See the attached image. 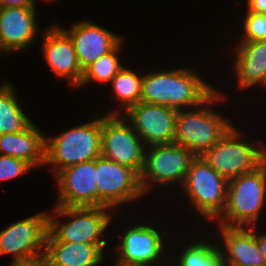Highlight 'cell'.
Segmentation results:
<instances>
[{
	"instance_id": "30bf717a",
	"label": "cell",
	"mask_w": 266,
	"mask_h": 266,
	"mask_svg": "<svg viewBox=\"0 0 266 266\" xmlns=\"http://www.w3.org/2000/svg\"><path fill=\"white\" fill-rule=\"evenodd\" d=\"M95 171L97 207L115 210L144 195L139 175L127 166L100 156L95 159Z\"/></svg>"
},
{
	"instance_id": "3957f363",
	"label": "cell",
	"mask_w": 266,
	"mask_h": 266,
	"mask_svg": "<svg viewBox=\"0 0 266 266\" xmlns=\"http://www.w3.org/2000/svg\"><path fill=\"white\" fill-rule=\"evenodd\" d=\"M266 203V160L228 181L226 208L215 220L227 227L256 226Z\"/></svg>"
},
{
	"instance_id": "9c48e42d",
	"label": "cell",
	"mask_w": 266,
	"mask_h": 266,
	"mask_svg": "<svg viewBox=\"0 0 266 266\" xmlns=\"http://www.w3.org/2000/svg\"><path fill=\"white\" fill-rule=\"evenodd\" d=\"M122 112L111 110L101 115V156L127 166L140 175L146 146L125 121Z\"/></svg>"
},
{
	"instance_id": "e0dca14e",
	"label": "cell",
	"mask_w": 266,
	"mask_h": 266,
	"mask_svg": "<svg viewBox=\"0 0 266 266\" xmlns=\"http://www.w3.org/2000/svg\"><path fill=\"white\" fill-rule=\"evenodd\" d=\"M60 28L72 39L82 71L110 52L123 39L122 36L87 19L72 24L68 30L65 27Z\"/></svg>"
},
{
	"instance_id": "7a4b0ae2",
	"label": "cell",
	"mask_w": 266,
	"mask_h": 266,
	"mask_svg": "<svg viewBox=\"0 0 266 266\" xmlns=\"http://www.w3.org/2000/svg\"><path fill=\"white\" fill-rule=\"evenodd\" d=\"M220 90H216L200 106L178 110L175 126V143L184 146L195 156H202L234 125L229 118L222 117L212 109V105L224 100ZM223 98V99H222Z\"/></svg>"
},
{
	"instance_id": "484cf974",
	"label": "cell",
	"mask_w": 266,
	"mask_h": 266,
	"mask_svg": "<svg viewBox=\"0 0 266 266\" xmlns=\"http://www.w3.org/2000/svg\"><path fill=\"white\" fill-rule=\"evenodd\" d=\"M240 41H266V14L246 12Z\"/></svg>"
},
{
	"instance_id": "f546056e",
	"label": "cell",
	"mask_w": 266,
	"mask_h": 266,
	"mask_svg": "<svg viewBox=\"0 0 266 266\" xmlns=\"http://www.w3.org/2000/svg\"><path fill=\"white\" fill-rule=\"evenodd\" d=\"M247 12L266 14V0H247Z\"/></svg>"
},
{
	"instance_id": "4dcf8cb0",
	"label": "cell",
	"mask_w": 266,
	"mask_h": 266,
	"mask_svg": "<svg viewBox=\"0 0 266 266\" xmlns=\"http://www.w3.org/2000/svg\"><path fill=\"white\" fill-rule=\"evenodd\" d=\"M256 240L258 242L259 250L261 251V253L264 257V260L266 262V233L260 234L256 230Z\"/></svg>"
},
{
	"instance_id": "cb8c5ba5",
	"label": "cell",
	"mask_w": 266,
	"mask_h": 266,
	"mask_svg": "<svg viewBox=\"0 0 266 266\" xmlns=\"http://www.w3.org/2000/svg\"><path fill=\"white\" fill-rule=\"evenodd\" d=\"M209 240L195 241L184 246L177 255V266H225L218 245Z\"/></svg>"
},
{
	"instance_id": "2e32d148",
	"label": "cell",
	"mask_w": 266,
	"mask_h": 266,
	"mask_svg": "<svg viewBox=\"0 0 266 266\" xmlns=\"http://www.w3.org/2000/svg\"><path fill=\"white\" fill-rule=\"evenodd\" d=\"M43 32L42 53L56 77L65 79L78 88L83 71L79 66L72 39L59 25H50Z\"/></svg>"
},
{
	"instance_id": "52a82bcc",
	"label": "cell",
	"mask_w": 266,
	"mask_h": 266,
	"mask_svg": "<svg viewBox=\"0 0 266 266\" xmlns=\"http://www.w3.org/2000/svg\"><path fill=\"white\" fill-rule=\"evenodd\" d=\"M228 181L202 156H196L183 183L188 201L207 220H217L226 208Z\"/></svg>"
},
{
	"instance_id": "8992f818",
	"label": "cell",
	"mask_w": 266,
	"mask_h": 266,
	"mask_svg": "<svg viewBox=\"0 0 266 266\" xmlns=\"http://www.w3.org/2000/svg\"><path fill=\"white\" fill-rule=\"evenodd\" d=\"M244 138L243 133L233 125L202 155L204 160L227 181L256 169L266 160L265 144L263 146L260 141H249Z\"/></svg>"
},
{
	"instance_id": "277c9868",
	"label": "cell",
	"mask_w": 266,
	"mask_h": 266,
	"mask_svg": "<svg viewBox=\"0 0 266 266\" xmlns=\"http://www.w3.org/2000/svg\"><path fill=\"white\" fill-rule=\"evenodd\" d=\"M111 210L108 207L55 206L53 213L56 216L49 212V230L46 241L95 244L104 252L108 243L101 238L113 221ZM65 217L70 220L62 222L59 219Z\"/></svg>"
},
{
	"instance_id": "ffe728a7",
	"label": "cell",
	"mask_w": 266,
	"mask_h": 266,
	"mask_svg": "<svg viewBox=\"0 0 266 266\" xmlns=\"http://www.w3.org/2000/svg\"><path fill=\"white\" fill-rule=\"evenodd\" d=\"M234 50L233 71L241 89L260 85L266 72V41H240Z\"/></svg>"
},
{
	"instance_id": "1f68e13d",
	"label": "cell",
	"mask_w": 266,
	"mask_h": 266,
	"mask_svg": "<svg viewBox=\"0 0 266 266\" xmlns=\"http://www.w3.org/2000/svg\"><path fill=\"white\" fill-rule=\"evenodd\" d=\"M262 85V86H261ZM260 86L262 87V88H265L266 89V72H265V74H264V76H263V79H262V82L260 83Z\"/></svg>"
},
{
	"instance_id": "d6a6232c",
	"label": "cell",
	"mask_w": 266,
	"mask_h": 266,
	"mask_svg": "<svg viewBox=\"0 0 266 266\" xmlns=\"http://www.w3.org/2000/svg\"><path fill=\"white\" fill-rule=\"evenodd\" d=\"M44 1H45V2H46V1H47V2H48V1H49V2H51V1L54 2V1H56V0H44Z\"/></svg>"
},
{
	"instance_id": "ba28073f",
	"label": "cell",
	"mask_w": 266,
	"mask_h": 266,
	"mask_svg": "<svg viewBox=\"0 0 266 266\" xmlns=\"http://www.w3.org/2000/svg\"><path fill=\"white\" fill-rule=\"evenodd\" d=\"M195 157L190 150L176 143L146 147L144 165L139 175L144 195L154 185H159L161 189L178 182L182 187Z\"/></svg>"
},
{
	"instance_id": "9a60e30c",
	"label": "cell",
	"mask_w": 266,
	"mask_h": 266,
	"mask_svg": "<svg viewBox=\"0 0 266 266\" xmlns=\"http://www.w3.org/2000/svg\"><path fill=\"white\" fill-rule=\"evenodd\" d=\"M37 7H0V53L28 50L36 41Z\"/></svg>"
},
{
	"instance_id": "7c38bea8",
	"label": "cell",
	"mask_w": 266,
	"mask_h": 266,
	"mask_svg": "<svg viewBox=\"0 0 266 266\" xmlns=\"http://www.w3.org/2000/svg\"><path fill=\"white\" fill-rule=\"evenodd\" d=\"M125 120L135 130L145 146L175 143V126L178 110L139 102L128 108Z\"/></svg>"
},
{
	"instance_id": "603a6c76",
	"label": "cell",
	"mask_w": 266,
	"mask_h": 266,
	"mask_svg": "<svg viewBox=\"0 0 266 266\" xmlns=\"http://www.w3.org/2000/svg\"><path fill=\"white\" fill-rule=\"evenodd\" d=\"M143 74L127 68L125 66L111 80L112 93L121 103L120 109L126 111L131 106L136 105L141 99Z\"/></svg>"
},
{
	"instance_id": "5bb4252c",
	"label": "cell",
	"mask_w": 266,
	"mask_h": 266,
	"mask_svg": "<svg viewBox=\"0 0 266 266\" xmlns=\"http://www.w3.org/2000/svg\"><path fill=\"white\" fill-rule=\"evenodd\" d=\"M54 178L58 188L55 206L97 207L95 160L69 166Z\"/></svg>"
},
{
	"instance_id": "7402d4cb",
	"label": "cell",
	"mask_w": 266,
	"mask_h": 266,
	"mask_svg": "<svg viewBox=\"0 0 266 266\" xmlns=\"http://www.w3.org/2000/svg\"><path fill=\"white\" fill-rule=\"evenodd\" d=\"M15 91L7 81L0 85V135L23 131L33 123L20 106Z\"/></svg>"
},
{
	"instance_id": "f1b7e54d",
	"label": "cell",
	"mask_w": 266,
	"mask_h": 266,
	"mask_svg": "<svg viewBox=\"0 0 266 266\" xmlns=\"http://www.w3.org/2000/svg\"><path fill=\"white\" fill-rule=\"evenodd\" d=\"M36 0H0V7H36Z\"/></svg>"
},
{
	"instance_id": "8fae6325",
	"label": "cell",
	"mask_w": 266,
	"mask_h": 266,
	"mask_svg": "<svg viewBox=\"0 0 266 266\" xmlns=\"http://www.w3.org/2000/svg\"><path fill=\"white\" fill-rule=\"evenodd\" d=\"M133 225L122 235L121 242L115 245V265L156 266L162 261L167 245L168 232L161 231L150 223ZM158 229V230H157ZM166 240H164V239ZM166 251V252H165ZM164 255L162 256V254Z\"/></svg>"
},
{
	"instance_id": "d4e9b609",
	"label": "cell",
	"mask_w": 266,
	"mask_h": 266,
	"mask_svg": "<svg viewBox=\"0 0 266 266\" xmlns=\"http://www.w3.org/2000/svg\"><path fill=\"white\" fill-rule=\"evenodd\" d=\"M123 42L124 38L110 52L102 55L83 71L82 81L78 86L79 88L94 81L100 84L111 83L113 77L123 67L120 63L119 56H117L118 52L123 49Z\"/></svg>"
},
{
	"instance_id": "ac0fdd59",
	"label": "cell",
	"mask_w": 266,
	"mask_h": 266,
	"mask_svg": "<svg viewBox=\"0 0 266 266\" xmlns=\"http://www.w3.org/2000/svg\"><path fill=\"white\" fill-rule=\"evenodd\" d=\"M218 226L223 241L217 245L225 266H266L256 240V226Z\"/></svg>"
},
{
	"instance_id": "83f0119b",
	"label": "cell",
	"mask_w": 266,
	"mask_h": 266,
	"mask_svg": "<svg viewBox=\"0 0 266 266\" xmlns=\"http://www.w3.org/2000/svg\"><path fill=\"white\" fill-rule=\"evenodd\" d=\"M10 266H51L46 251L11 262Z\"/></svg>"
},
{
	"instance_id": "6da1fadb",
	"label": "cell",
	"mask_w": 266,
	"mask_h": 266,
	"mask_svg": "<svg viewBox=\"0 0 266 266\" xmlns=\"http://www.w3.org/2000/svg\"><path fill=\"white\" fill-rule=\"evenodd\" d=\"M187 66L143 74L140 102L176 110L200 106L217 89Z\"/></svg>"
},
{
	"instance_id": "d6986e66",
	"label": "cell",
	"mask_w": 266,
	"mask_h": 266,
	"mask_svg": "<svg viewBox=\"0 0 266 266\" xmlns=\"http://www.w3.org/2000/svg\"><path fill=\"white\" fill-rule=\"evenodd\" d=\"M45 135L34 122L25 130L0 135V154L19 158L32 168L45 163Z\"/></svg>"
},
{
	"instance_id": "5b68a950",
	"label": "cell",
	"mask_w": 266,
	"mask_h": 266,
	"mask_svg": "<svg viewBox=\"0 0 266 266\" xmlns=\"http://www.w3.org/2000/svg\"><path fill=\"white\" fill-rule=\"evenodd\" d=\"M101 156V115L88 123L77 125L56 136L45 135V163L51 165L53 175L79 163ZM54 166V167H53Z\"/></svg>"
},
{
	"instance_id": "44dd1931",
	"label": "cell",
	"mask_w": 266,
	"mask_h": 266,
	"mask_svg": "<svg viewBox=\"0 0 266 266\" xmlns=\"http://www.w3.org/2000/svg\"><path fill=\"white\" fill-rule=\"evenodd\" d=\"M51 266H99L104 254L97 245L80 242L46 241Z\"/></svg>"
},
{
	"instance_id": "4fadbf2b",
	"label": "cell",
	"mask_w": 266,
	"mask_h": 266,
	"mask_svg": "<svg viewBox=\"0 0 266 266\" xmlns=\"http://www.w3.org/2000/svg\"><path fill=\"white\" fill-rule=\"evenodd\" d=\"M48 230L46 211L10 224L0 231V256L13 255L14 261L44 251Z\"/></svg>"
},
{
	"instance_id": "4316f807",
	"label": "cell",
	"mask_w": 266,
	"mask_h": 266,
	"mask_svg": "<svg viewBox=\"0 0 266 266\" xmlns=\"http://www.w3.org/2000/svg\"><path fill=\"white\" fill-rule=\"evenodd\" d=\"M31 168L22 159L0 154V182L26 174Z\"/></svg>"
}]
</instances>
